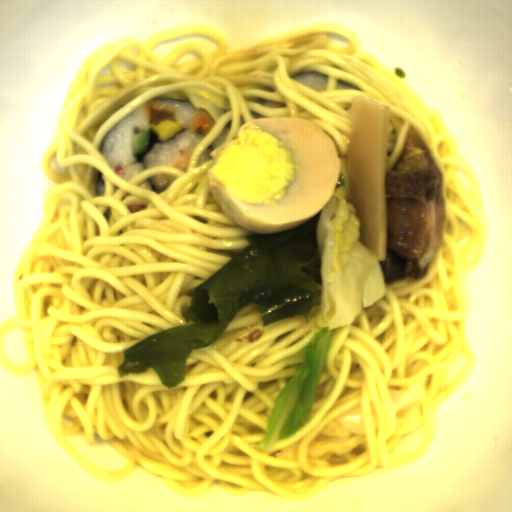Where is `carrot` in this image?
Wrapping results in <instances>:
<instances>
[{
    "label": "carrot",
    "instance_id": "obj_1",
    "mask_svg": "<svg viewBox=\"0 0 512 512\" xmlns=\"http://www.w3.org/2000/svg\"><path fill=\"white\" fill-rule=\"evenodd\" d=\"M212 127L204 120H196L193 129L195 134H207Z\"/></svg>",
    "mask_w": 512,
    "mask_h": 512
}]
</instances>
